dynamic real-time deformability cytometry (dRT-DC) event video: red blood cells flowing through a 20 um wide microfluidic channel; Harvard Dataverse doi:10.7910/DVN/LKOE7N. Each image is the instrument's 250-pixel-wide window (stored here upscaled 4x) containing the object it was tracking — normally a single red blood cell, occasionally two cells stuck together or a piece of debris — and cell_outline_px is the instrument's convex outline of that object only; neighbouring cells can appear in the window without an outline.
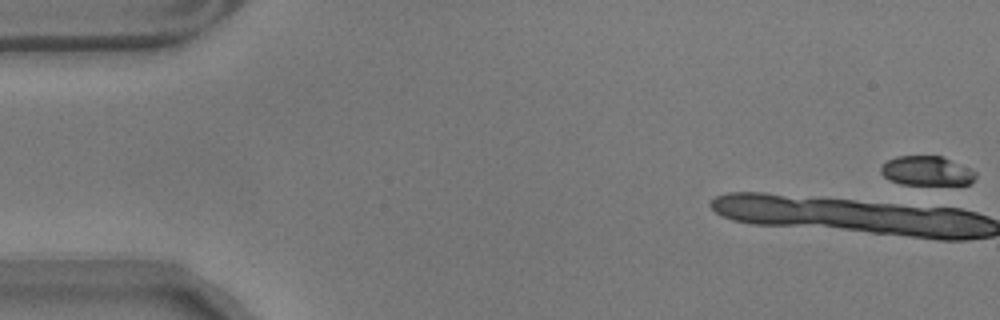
{"species": "common noctule bat (a hibernating species)", "species_latin": "Nyctalus noctula", "temperature_condition": "warm", "stored_images_in_passage": 11, "camera_frame_rate_fps": 3000, "um_per_image_px": 0.085, "animal": {"sex": "male", "body_mass_g": 17.9}, "frame": {"image": 1, "passage_image": 1, "time_ms": 0.0, "image_size_px": [1000, 320], "cell_outline_px": [[976, 176], [968, 184], [900, 184], [884, 176], [880, 172], [880, 168], [888, 160], [896, 156], [940, 156], [968, 168], [976, 172]], "centroid_in_image_um": [78.73, 14.52], "position_along_channel_um": 6.3, "area_um2": 15.84}}